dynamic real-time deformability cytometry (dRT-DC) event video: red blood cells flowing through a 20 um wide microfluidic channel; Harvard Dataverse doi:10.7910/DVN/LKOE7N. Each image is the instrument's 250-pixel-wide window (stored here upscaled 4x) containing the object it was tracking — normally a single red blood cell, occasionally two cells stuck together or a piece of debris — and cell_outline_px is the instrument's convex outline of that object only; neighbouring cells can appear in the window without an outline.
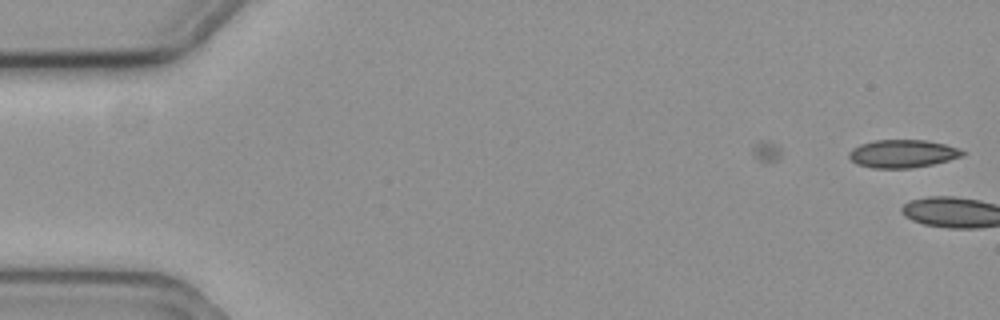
{"species": "common noctule bat (a hibernating species)", "species_latin": "Nyctalus noctula", "temperature_condition": "cold", "stored_images_in_passage": 7, "camera_frame_rate_fps": 3000, "um_per_image_px": 0.085, "animal": {"sex": "female", "body_mass_g": 19.3, "forearm_length_mm": 54.1}, "frame": {"image": 1, "passage_image": 7, "time_ms": 2.0, "image_size_px": [1000, 320], "cell_outline_px": [[968, 152], [964, 156], [932, 164], [908, 168], [872, 168], [856, 164], [848, 156], [848, 152], [852, 148], [860, 144], [876, 140], [924, 140], [944, 144], [960, 148]], "centroid_in_image_um": [76.73, 13.06], "position_along_channel_um": 8.3, "area_um2": 18.55}}